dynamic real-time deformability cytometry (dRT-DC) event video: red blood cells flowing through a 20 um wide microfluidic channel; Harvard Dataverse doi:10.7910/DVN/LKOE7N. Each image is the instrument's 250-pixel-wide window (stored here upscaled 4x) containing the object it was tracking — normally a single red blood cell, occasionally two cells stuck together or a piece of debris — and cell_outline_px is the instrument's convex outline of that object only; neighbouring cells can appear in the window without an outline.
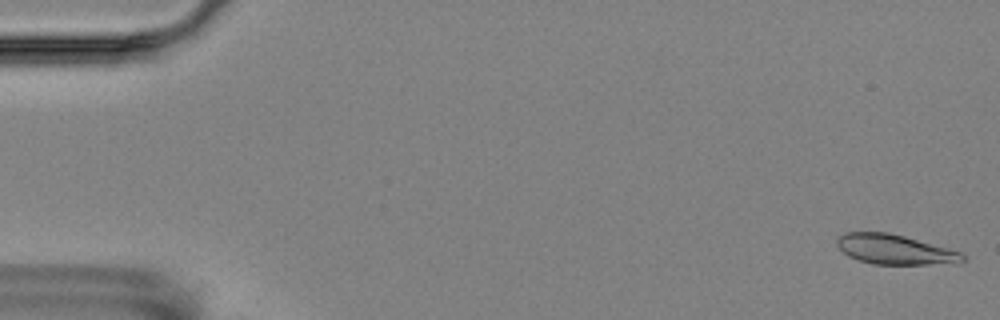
{"species": "Egyptian fruit bat (a non-hibernating species)", "species_latin": "Rousettus aegyptiacus", "temperature_condition": "room temperature", "stored_images_in_passage": 16, "camera_frame_rate_fps": 3000, "um_per_image_px": 0.085, "animal": {"sex": "female"}, "frame": {"image": 1, "passage_image": 1, "time_ms": 0.0, "image_size_px": [1000, 320], "cell_outline_px": [[964, 260], [928, 264], [872, 264], [848, 256], [836, 244], [836, 240], [844, 232], [888, 232], [904, 236], [948, 248], [960, 252], [964, 256]], "centroid_in_image_um": [75.98, 21.18], "position_along_channel_um": 9.0, "area_um2": 21.33}}
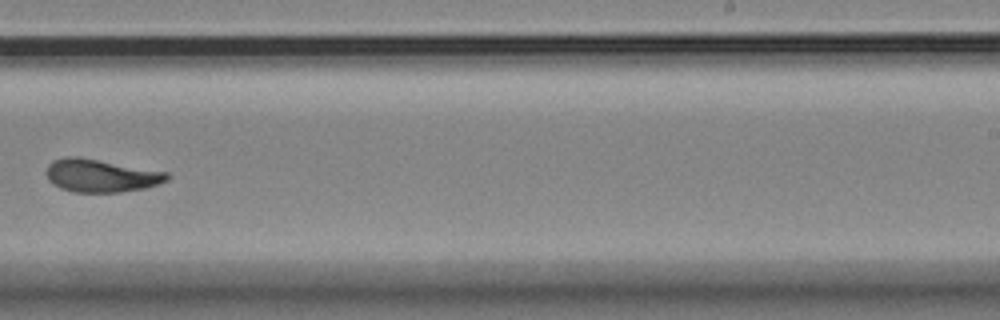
{"frame": {"image": 2, "passage_image": 10, "time_ms": 11.333, "image_size_px": [1000, 320], "cell_outline_px": [[172, 176], [168, 180], [144, 188], [120, 192], [72, 192], [60, 188], [52, 184], [48, 180], [44, 172], [48, 164], [52, 160], [68, 156], [76, 156], [168, 172]], "centroid_in_image_um": [8.53, 14.93], "position_along_channel_um": 280.5, "area_um2": 23.29}}
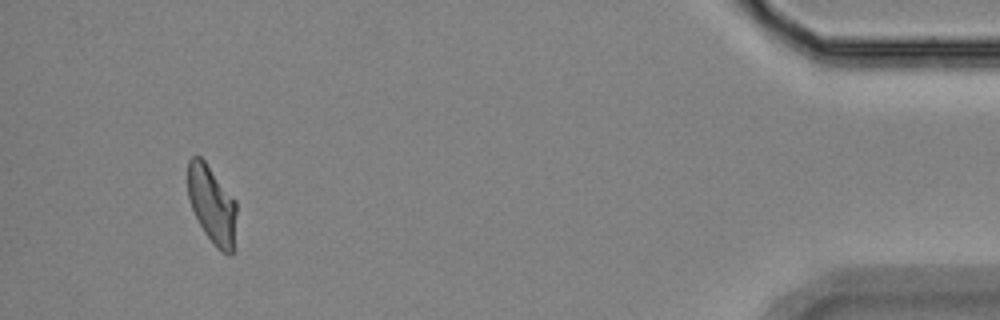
{"frame": {"image": 3, "passage_image": 15, "time_ms": 17.0, "image_size_px": [1000, 320], "cell_outline_px": [[236, 212], [232, 256], [228, 256], [216, 248], [204, 232], [192, 208], [188, 196], [188, 160], [192, 156], [200, 156], [204, 160], [236, 200]], "centroid_in_image_um": [18.02, 17.4], "position_along_channel_um": 417.2, "area_um2": 21.96}, "authors_computed_cell_mechanics": {"area_um2": 22.8599, "velocity_mm_per_s": 3.5851, "shape_relaxation_time_tau1_ms": 4.7667, "shape_relaxation_time_tau2_ms": 1.5131, "deformation_change_tau1": 0.1144, "deformation_change_tau2": 0.0537}}